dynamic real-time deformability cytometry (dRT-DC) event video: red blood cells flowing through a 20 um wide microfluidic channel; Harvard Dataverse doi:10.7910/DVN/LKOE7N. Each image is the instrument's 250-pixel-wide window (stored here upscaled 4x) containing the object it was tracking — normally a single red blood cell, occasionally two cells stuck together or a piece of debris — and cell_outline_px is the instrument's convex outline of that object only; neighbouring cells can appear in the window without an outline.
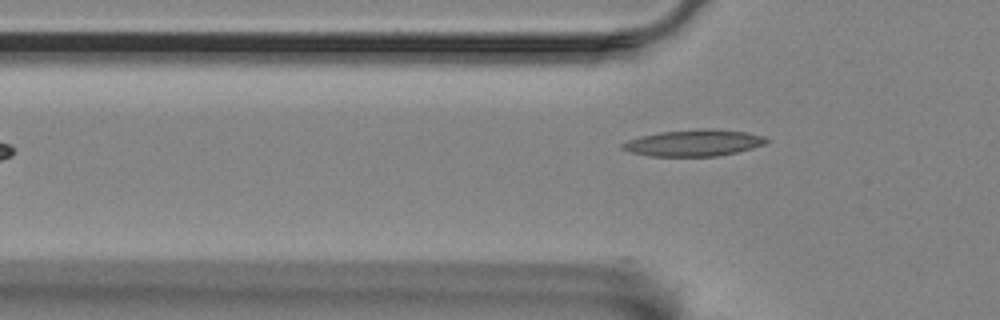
{"species": "Egyptian fruit bat (a non-hibernating species)", "species_latin": "Rousettus aegyptiacus", "temperature_condition": "room temperature", "stored_images_in_passage": 6, "camera_frame_rate_fps": 3000, "um_per_image_px": 0.085, "animal": {"sex": "female"}, "frame": {"image": 1, "passage_image": 6, "time_ms": 1.667, "image_size_px": [1000, 320], "cell_outline_px": [[772, 140], [764, 144], [752, 148], [736, 152], [716, 156], [652, 156], [628, 152], [620, 148], [620, 144], [628, 140], [640, 136], [660, 132], [704, 128], [712, 128], [744, 132], [764, 136]], "centroid_in_image_um": [58.96, 12.14], "position_along_channel_um": 66.8, "area_um2": 22.31}}